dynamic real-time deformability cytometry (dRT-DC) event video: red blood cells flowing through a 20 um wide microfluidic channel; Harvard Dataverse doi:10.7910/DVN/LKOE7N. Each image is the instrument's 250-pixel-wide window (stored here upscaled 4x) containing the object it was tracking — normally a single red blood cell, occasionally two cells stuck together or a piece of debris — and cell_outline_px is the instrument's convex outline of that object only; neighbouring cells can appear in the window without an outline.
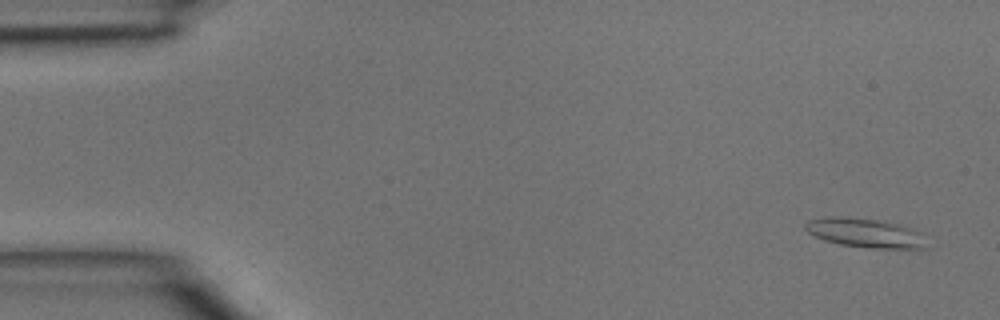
{"species": "common noctule bat (a hibernating species)", "species_latin": "Nyctalus noctula", "temperature_condition": "room temperature", "stored_images_in_passage": 4, "camera_frame_rate_fps": 3000, "um_per_image_px": 0.085, "animal": {"sex": "male", "body_mass_g": 15.6}, "frame": {"image": 1, "passage_image": 1, "time_ms": 0.0, "image_size_px": [1000, 320], "cell_outline_px": [[932, 248], [868, 248], [840, 244], [824, 240], [808, 232], [804, 228], [804, 224], [808, 220], [836, 216], [848, 216], [876, 220], [900, 224], [924, 232]], "centroid_in_image_um": [73.66, 19.8], "position_along_channel_um": 11.3, "area_um2": 21.1}}
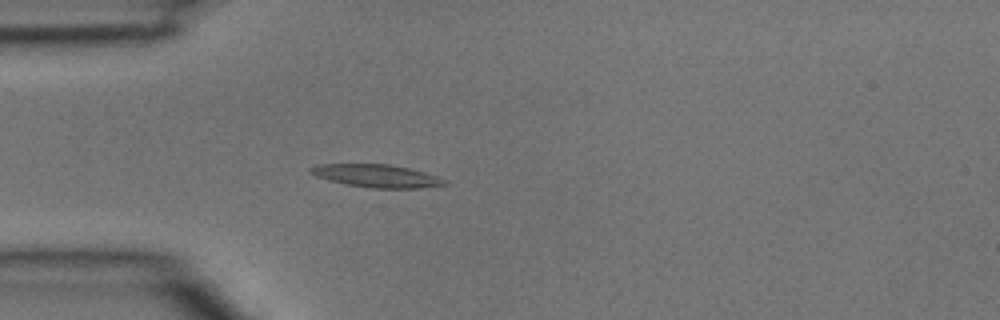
{"frame": {"image": 2, "passage_image": 4, "time_ms": 1.0, "image_size_px": [1000, 320], "cell_outline_px": [[448, 184], [416, 188], [372, 188], [348, 184], [328, 180], [316, 176], [308, 172], [308, 168], [316, 164], [388, 164], [408, 168], [424, 172], [436, 176], [444, 180]], "centroid_in_image_um": [31.94, 14.94], "position_along_channel_um": 53.1, "area_um2": 17.63}}